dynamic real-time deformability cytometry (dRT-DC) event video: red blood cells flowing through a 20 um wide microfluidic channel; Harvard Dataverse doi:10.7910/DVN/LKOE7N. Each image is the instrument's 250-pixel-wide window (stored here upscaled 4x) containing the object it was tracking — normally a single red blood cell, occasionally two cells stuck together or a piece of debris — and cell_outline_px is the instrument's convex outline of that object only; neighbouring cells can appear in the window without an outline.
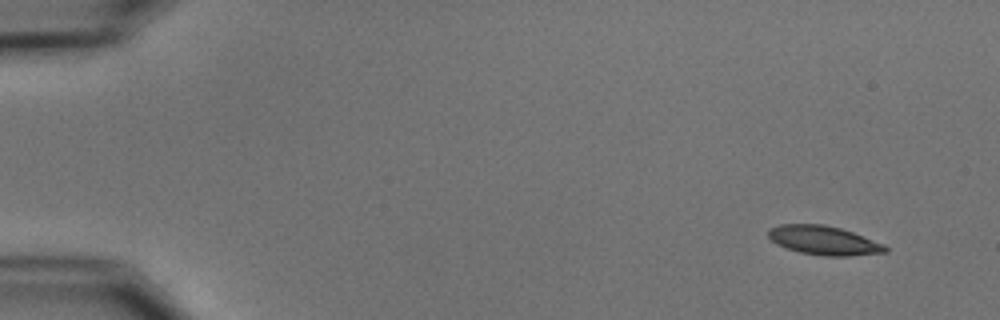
{"species": "common noctule bat (a hibernating species)", "species_latin": "Nyctalus noctula", "temperature_condition": "cold", "stored_images_in_passage": 9, "camera_frame_rate_fps": 3000, "um_per_image_px": 0.085, "animal": {"sex": "male", "body_mass_g": 15.6}, "frame": {"image": 1, "passage_image": 1, "time_ms": 0.0, "image_size_px": [1000, 320], "cell_outline_px": [[888, 252], [848, 256], [824, 256], [800, 252], [784, 248], [776, 244], [768, 236], [768, 228], [780, 224], [824, 224], [840, 228], [852, 232], [884, 244], [888, 248]], "centroid_in_image_um": [70.0, 20.43], "position_along_channel_um": 15.0, "area_um2": 19.83}}
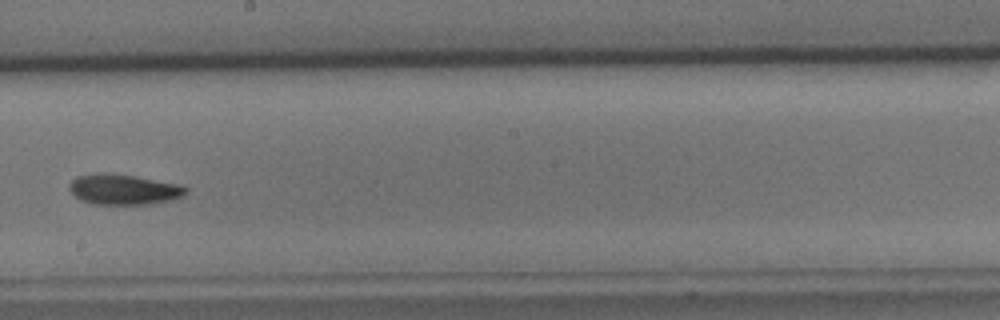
{"frame": {"image": 2, "passage_image": 9, "time_ms": 9.333, "image_size_px": [1000, 320], "cell_outline_px": [[188, 192], [184, 196], [168, 200], [148, 204], [92, 204], [80, 200], [68, 188], [68, 184], [76, 176], [96, 172], [108, 172], [136, 176], [180, 184], [188, 188]], "centroid_in_image_um": [10.49, 16.08], "position_along_channel_um": 237.7, "area_um2": 20.92}}